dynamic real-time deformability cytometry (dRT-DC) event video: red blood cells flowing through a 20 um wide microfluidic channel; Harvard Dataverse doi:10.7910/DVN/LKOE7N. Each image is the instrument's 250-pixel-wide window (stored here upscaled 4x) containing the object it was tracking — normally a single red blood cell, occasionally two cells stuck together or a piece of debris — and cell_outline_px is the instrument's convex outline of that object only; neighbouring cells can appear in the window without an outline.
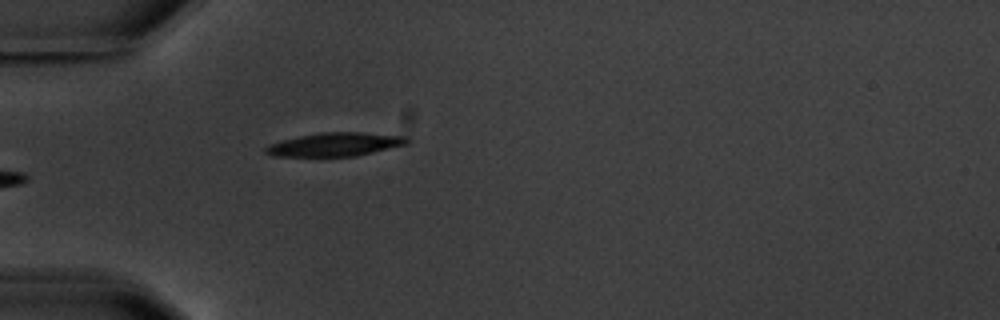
{"species": "common noctule bat (a hibernating species)", "species_latin": "Nyctalus noctula", "temperature_condition": "warm", "stored_images_in_passage": 6, "camera_frame_rate_fps": 3000, "um_per_image_px": 0.085, "animal": {"sex": "male", "body_mass_g": 20.1, "forearm_length_mm": 53.5}, "frame": {"image": 1, "passage_image": 6, "time_ms": 6.0, "image_size_px": [1000, 320], "cell_outline_px": [[412, 140], [408, 144], [356, 156], [272, 156], [264, 152], [264, 148], [268, 144], [300, 136], [320, 132], [360, 132], [408, 136]], "centroid_in_image_um": [28.53, 12.27], "position_along_channel_um": 56.5, "area_um2": 19.48}}